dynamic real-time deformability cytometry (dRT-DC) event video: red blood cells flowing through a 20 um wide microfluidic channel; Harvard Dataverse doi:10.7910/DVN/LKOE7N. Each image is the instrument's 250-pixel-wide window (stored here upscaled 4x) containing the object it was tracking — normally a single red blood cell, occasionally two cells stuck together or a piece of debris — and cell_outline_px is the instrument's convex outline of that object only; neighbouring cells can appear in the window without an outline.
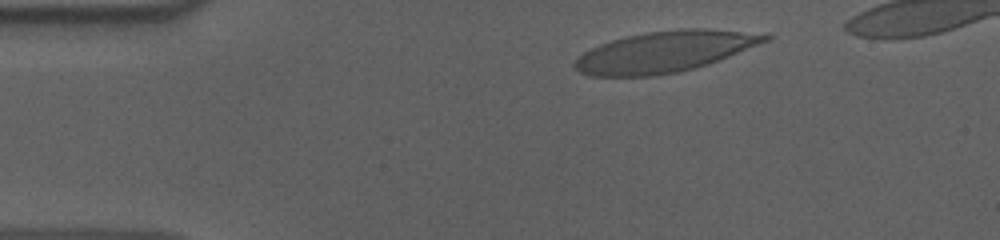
{"species": "human", "species_latin": "Homo sapiens", "temperature_condition": "cold", "stored_images_in_passage": 42, "camera_frame_rate_fps": 3000, "um_per_image_px": 0.085, "donor": {"sex": "male"}, "frame": {"image": 1, "passage_image": 1, "time_ms": 0.0, "image_size_px": [1000, 240], "cell_outline_px": [[772, 40], [720, 60], [696, 68], [680, 72], [652, 76], [588, 76], [580, 72], [572, 64], [584, 52], [600, 44], [612, 40], [644, 32], [680, 28], [704, 28], [740, 32], [772, 36]], "centroid_in_image_um": [56.5, 4.4], "position_along_channel_um": 28.5, "area_um2": 45.43}}
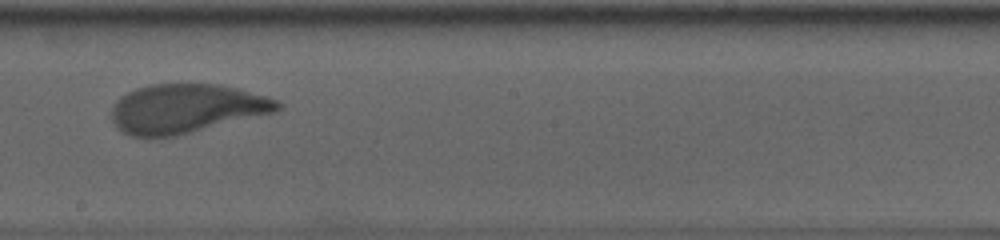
{"frame": {"image": 2, "passage_image": 23, "time_ms": 7.333, "image_size_px": [1000, 240], "cell_outline_px": [[284, 104], [276, 112], [176, 136], [132, 136], [116, 128], [112, 120], [112, 104], [120, 96], [136, 88], [152, 84], [220, 84], [236, 88], [264, 96], [276, 100]], "centroid_in_image_um": [15.81, 9.23], "position_along_channel_um": 232.4, "area_um2": 47.34}}
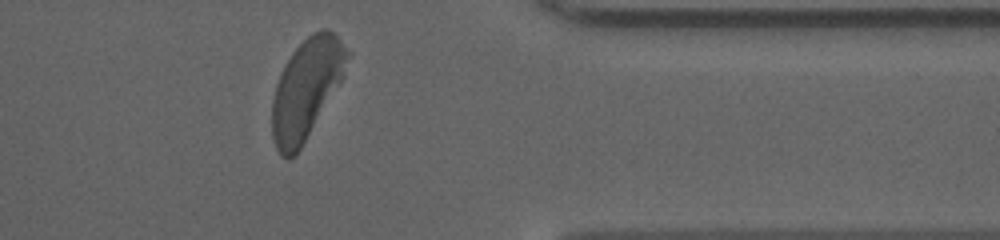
{"frame": {"image": 3, "passage_image": 37, "time_ms": 12.0, "image_size_px": [1000, 240], "cell_outline_px": [[352, 52], [344, 76], [296, 156], [288, 160], [280, 156], [276, 148], [272, 136], [272, 100], [276, 84], [280, 72], [284, 64], [292, 52], [312, 32], [324, 28], [328, 28]], "centroid_in_image_um": [26.05, 7.56], "position_along_channel_um": 385.4, "area_um2": 44.04}, "authors_computed_cell_mechanics": {"area_um2": 47.1648, "velocity_mm_per_s": 3.5984, "shape_relaxation_time_tau1_ms": 4.1025, "shape_relaxation_time_tau2_ms": null, "deformation_change_tau1": 0.2017, "deformation_change_tau2": null}}